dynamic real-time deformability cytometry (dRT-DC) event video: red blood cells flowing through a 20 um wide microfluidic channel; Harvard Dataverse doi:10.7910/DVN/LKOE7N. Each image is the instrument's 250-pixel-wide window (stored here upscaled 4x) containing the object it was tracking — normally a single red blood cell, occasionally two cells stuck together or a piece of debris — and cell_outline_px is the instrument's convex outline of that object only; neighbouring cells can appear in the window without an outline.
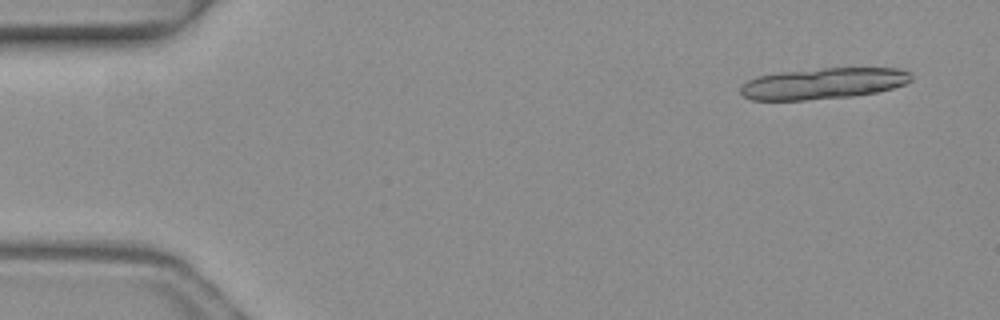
{"species": "common noctule bat (a hibernating species)", "species_latin": "Nyctalus noctula", "temperature_condition": "warm", "stored_images_in_passage": 3, "camera_frame_rate_fps": 3000, "um_per_image_px": 0.085, "animal": {"sex": "female", "body_mass_g": 19.3, "forearm_length_mm": 54.1}, "frame": {"image": 1, "passage_image": 1, "time_ms": 0.0, "image_size_px": [1000, 320], "cell_outline_px": [[912, 80], [904, 84], [892, 88], [876, 92], [852, 96], [804, 100], [752, 100], [744, 96], [740, 92], [740, 84], [756, 76], [780, 72], [824, 68], [896, 68], [908, 72], [912, 76]], "centroid_in_image_um": [69.93, 7.09], "position_along_channel_um": 15.1, "area_um2": 30.92}}
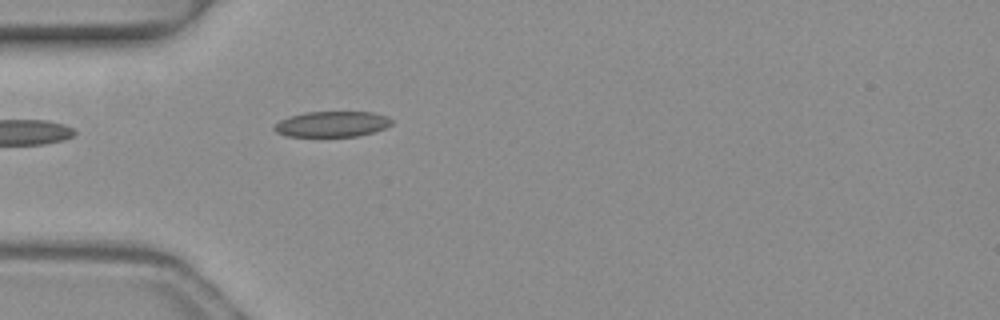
{"frame": {"image": 2, "passage_image": 3, "time_ms": 0.667, "image_size_px": [1000, 320], "cell_outline_px": [[392, 124], [384, 128], [360, 136], [288, 136], [276, 132], [272, 128], [280, 120], [288, 116], [304, 112], [372, 112], [388, 116], [392, 120]], "centroid_in_image_um": [28.22, 10.54], "position_along_channel_um": 56.8, "area_um2": 17.51}}